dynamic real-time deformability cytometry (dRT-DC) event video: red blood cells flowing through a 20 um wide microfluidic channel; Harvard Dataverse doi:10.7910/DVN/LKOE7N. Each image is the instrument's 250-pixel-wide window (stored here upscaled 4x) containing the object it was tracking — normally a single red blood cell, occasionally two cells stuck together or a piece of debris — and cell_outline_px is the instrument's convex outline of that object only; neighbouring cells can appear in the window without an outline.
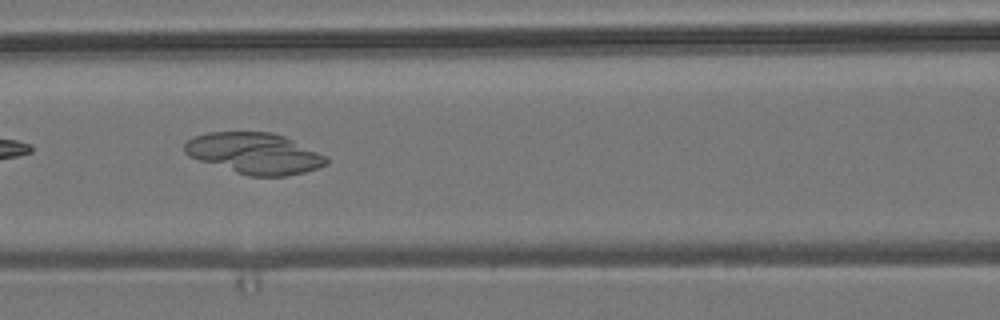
{"species": "common noctule bat (a hibernating species)", "species_latin": "Nyctalus noctula", "temperature_condition": "room temperature", "stored_images_in_passage": 8, "camera_frame_rate_fps": 3000, "um_per_image_px": 0.085, "animal": {"sex": "male", "body_mass_g": 19.2, "forearm_length_mm": 51.8}, "frame": {"image": 1, "passage_image": 5, "time_ms": 1.333, "image_size_px": [1000, 320], "cell_outline_px": [[328, 164], [304, 172], [284, 176], [248, 176], [188, 156], [184, 152], [184, 144], [192, 136], [208, 132], [272, 132], [284, 136], [328, 156]], "centroid_in_image_um": [21.63, 13.02], "position_along_channel_um": 145.0, "area_um2": 33.81}}
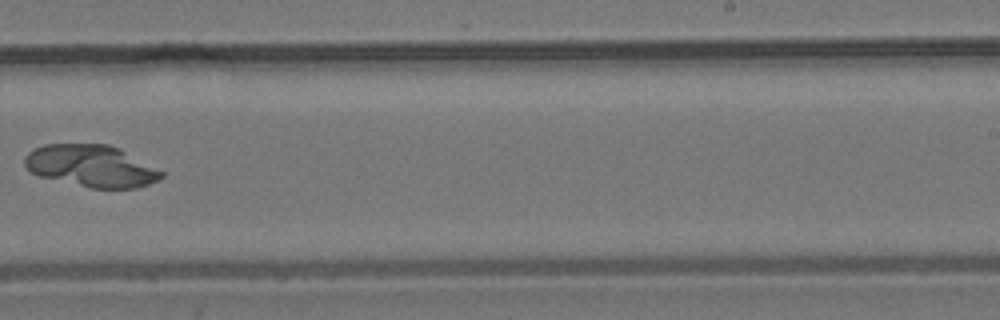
{"frame": {"image": 2, "passage_image": 8, "time_ms": 2.333, "image_size_px": [1000, 320], "cell_outline_px": [[164, 176], [148, 184], [136, 188], [92, 188], [40, 176], [32, 172], [24, 164], [24, 156], [32, 148], [44, 144], [108, 144], [164, 172]], "centroid_in_image_um": [7.7, 14.1], "position_along_channel_um": 281.3, "area_um2": 32.89}}